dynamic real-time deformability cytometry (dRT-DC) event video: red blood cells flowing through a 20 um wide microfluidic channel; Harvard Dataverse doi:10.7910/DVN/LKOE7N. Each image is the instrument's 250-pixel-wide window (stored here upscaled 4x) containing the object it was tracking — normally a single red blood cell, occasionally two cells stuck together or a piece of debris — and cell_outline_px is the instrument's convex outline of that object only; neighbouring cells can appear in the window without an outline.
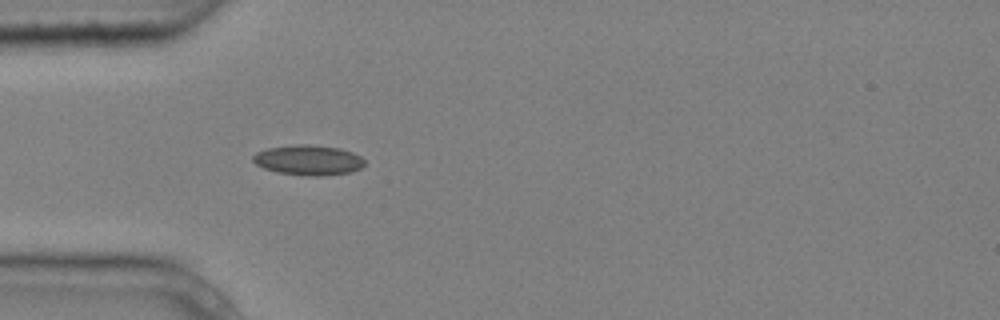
{"species": "common noctule bat (a hibernating species)", "species_latin": "Nyctalus noctula", "temperature_condition": "cold", "stored_images_in_passage": 3, "camera_frame_rate_fps": 3000, "um_per_image_px": 0.085, "animal": {"sex": "male", "body_mass_g": 20.4}, "frame": {"image": 1, "passage_image": 3, "time_ms": 0.667, "image_size_px": [1000, 320], "cell_outline_px": [[364, 164], [360, 168], [348, 172], [320, 176], [308, 176], [276, 172], [264, 168], [256, 164], [252, 160], [252, 156], [256, 152], [268, 148], [292, 144], [308, 144], [340, 148], [352, 152], [360, 156], [364, 160]], "centroid_in_image_um": [26.17, 13.6], "position_along_channel_um": 58.8, "area_um2": 19.59}}